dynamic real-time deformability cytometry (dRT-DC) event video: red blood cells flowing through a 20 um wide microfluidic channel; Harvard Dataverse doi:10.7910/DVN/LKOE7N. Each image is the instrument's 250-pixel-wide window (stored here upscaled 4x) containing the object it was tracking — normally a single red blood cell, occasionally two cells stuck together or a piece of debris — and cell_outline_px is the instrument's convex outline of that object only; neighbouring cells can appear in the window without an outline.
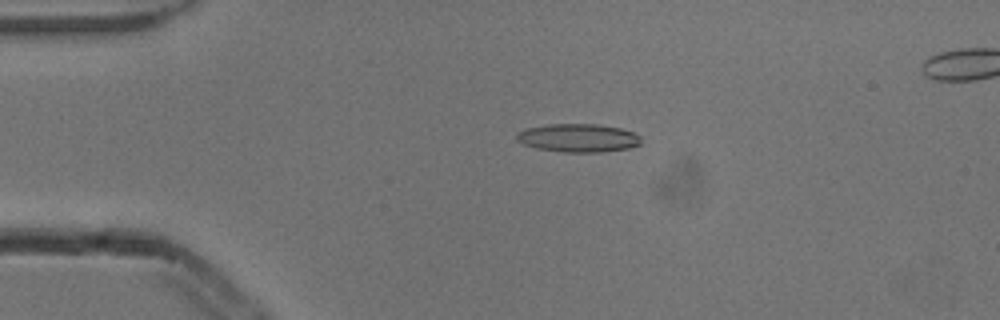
{"species": "common noctule bat (a hibernating species)", "species_latin": "Nyctalus noctula", "temperature_condition": "cold", "stored_images_in_passage": 2, "camera_frame_rate_fps": 3000, "um_per_image_px": 0.085, "animal": {"sex": "male", "body_mass_g": 13.3}, "frame": {"image": 1, "passage_image": 1, "time_ms": 0.0, "image_size_px": [1000, 320], "cell_outline_px": [[640, 144], [628, 148], [604, 152], [564, 152], [536, 148], [524, 144], [516, 140], [516, 132], [528, 128], [548, 124], [596, 124], [620, 128], [632, 132], [640, 136]], "centroid_in_image_um": [49.13, 11.72], "position_along_channel_um": 35.9, "area_um2": 20.46}}